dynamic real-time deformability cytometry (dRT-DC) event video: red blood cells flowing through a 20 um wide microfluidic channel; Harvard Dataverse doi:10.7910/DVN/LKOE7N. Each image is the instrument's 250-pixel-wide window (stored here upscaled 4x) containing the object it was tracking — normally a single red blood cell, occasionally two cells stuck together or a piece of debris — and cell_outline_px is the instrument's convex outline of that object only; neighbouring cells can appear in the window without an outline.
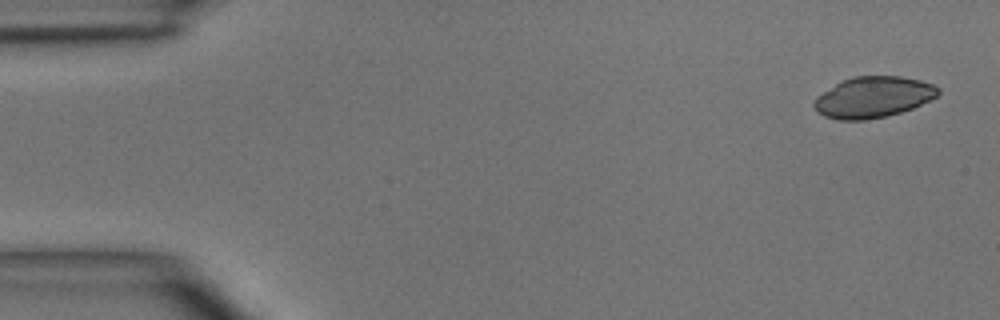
{"species": "common noctule bat (a hibernating species)", "species_latin": "Nyctalus noctula", "temperature_condition": "room temperature", "stored_images_in_passage": 5, "camera_frame_rate_fps": 3000, "um_per_image_px": 0.085, "animal": {"sex": "male", "body_mass_g": 15.6}, "frame": {"image": 1, "passage_image": 1, "time_ms": 0.0, "image_size_px": [1000, 320], "cell_outline_px": [[940, 92], [936, 96], [912, 108], [900, 112], [884, 116], [864, 120], [836, 120], [824, 116], [816, 112], [812, 104], [816, 96], [836, 84], [852, 76], [900, 76], [920, 80], [932, 84], [940, 88]], "centroid_in_image_um": [74.18, 8.26], "position_along_channel_um": 10.8, "area_um2": 29.54}}
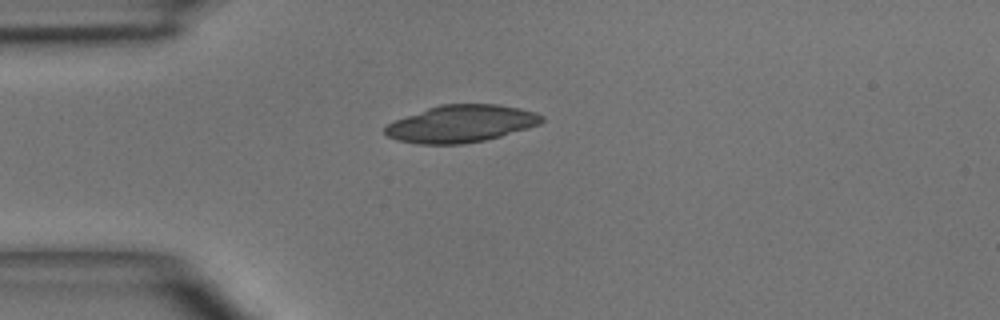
{"frame": {"image": 2, "passage_image": 4, "time_ms": 3.333, "image_size_px": [1000, 320], "cell_outline_px": [[544, 120], [540, 124], [528, 128], [500, 136], [484, 140], [464, 144], [420, 144], [396, 140], [388, 136], [384, 132], [384, 128], [388, 124], [396, 120], [428, 108], [440, 104], [496, 104], [520, 108], [536, 112], [544, 116]], "centroid_in_image_um": [39.22, 10.52], "position_along_channel_um": 45.8, "area_um2": 33.87}}